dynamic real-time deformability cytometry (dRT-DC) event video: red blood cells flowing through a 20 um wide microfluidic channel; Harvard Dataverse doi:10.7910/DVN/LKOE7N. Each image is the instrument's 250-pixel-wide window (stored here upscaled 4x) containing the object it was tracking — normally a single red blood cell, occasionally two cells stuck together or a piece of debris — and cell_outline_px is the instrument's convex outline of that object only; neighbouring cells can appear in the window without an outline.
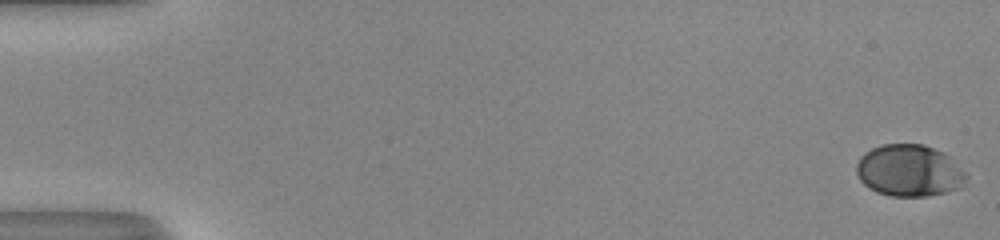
{"species": "human", "species_latin": "Homo sapiens", "temperature_condition": "room temperature", "stored_images_in_passage": 53, "camera_frame_rate_fps": 3000, "um_per_image_px": 0.085, "donor": {"sex": "male"}, "frame": {"image": 1, "passage_image": 1, "time_ms": 0.0, "image_size_px": [1000, 240], "cell_outline_px": [[968, 176], [956, 188], [944, 192], [928, 196], [892, 196], [876, 192], [868, 188], [860, 180], [856, 172], [856, 164], [860, 156], [864, 152], [880, 144], [924, 144], [944, 152]], "centroid_in_image_um": [77.22, 14.48], "position_along_channel_um": 7.8, "area_um2": 33.0}}
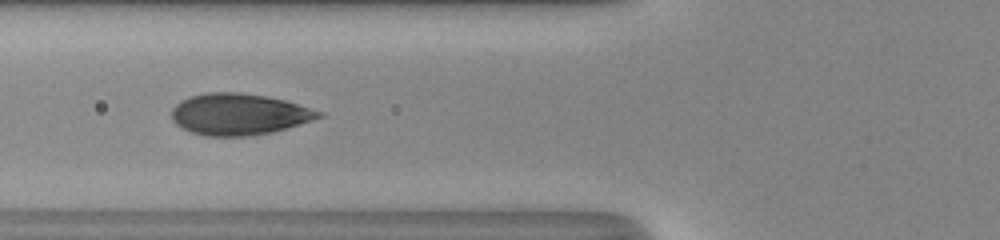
{"frame": {"image": 2, "passage_image": 22, "time_ms": 7.0, "image_size_px": [1000, 240], "cell_outline_px": [[324, 116], [312, 120], [272, 132], [248, 136], [208, 136], [192, 132], [180, 128], [172, 120], [172, 108], [180, 100], [188, 96], [208, 92], [240, 92], [264, 96], [284, 100], [324, 112]], "centroid_in_image_um": [20.28, 9.7], "position_along_channel_um": 105.5, "area_um2": 35.49}}
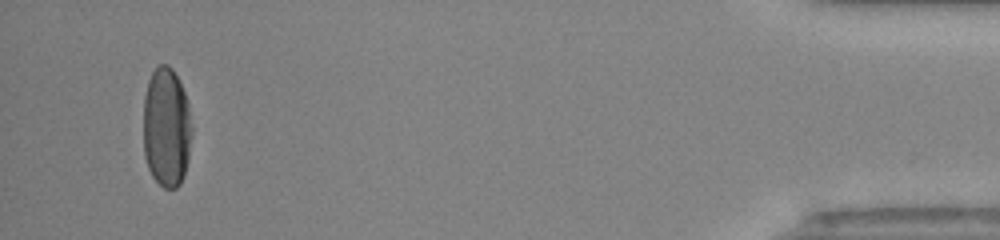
{"frame": {"image": 3, "passage_image": 51, "time_ms": 16.667, "image_size_px": [1000, 240], "cell_outline_px": [[192, 132], [188, 160], [184, 176], [180, 184], [176, 188], [164, 188], [152, 176], [148, 168], [144, 156], [144, 96], [148, 80], [156, 64], [168, 64], [172, 68], [184, 92], [188, 104], [192, 128]], "centroid_in_image_um": [14.15, 10.83], "position_along_channel_um": 421.1, "area_um2": 34.1}, "authors_computed_cell_mechanics": {"area_um2": 34.391, "velocity_mm_per_s": 4.0542, "shape_relaxation_time_tau1_ms": 3.4072, "shape_relaxation_time_tau2_ms": null, "deformation_change_tau1": 0.1648, "deformation_change_tau2": null}}